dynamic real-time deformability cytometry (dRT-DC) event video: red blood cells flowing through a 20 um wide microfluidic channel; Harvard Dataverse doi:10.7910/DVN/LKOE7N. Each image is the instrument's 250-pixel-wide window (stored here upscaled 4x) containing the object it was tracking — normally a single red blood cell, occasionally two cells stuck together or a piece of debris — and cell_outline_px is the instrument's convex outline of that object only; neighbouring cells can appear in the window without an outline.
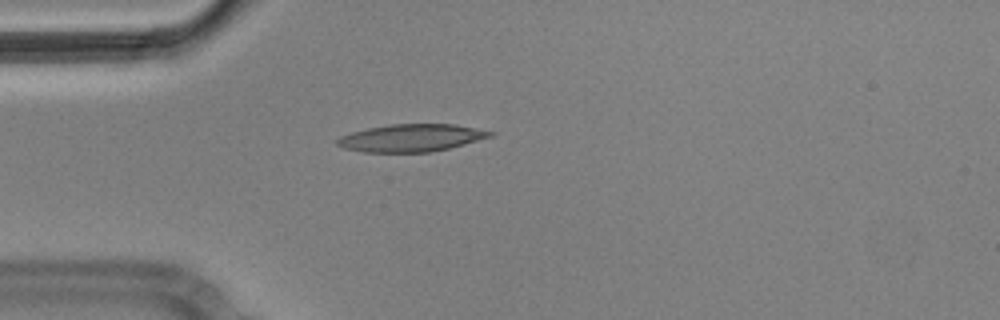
{"species": "Egyptian fruit bat (a non-hibernating species)", "species_latin": "Rousettus aegyptiacus", "temperature_condition": "cold", "stored_images_in_passage": 4, "camera_frame_rate_fps": 3000, "um_per_image_px": 0.085, "animal": {"sex": "male"}, "frame": {"image": 1, "passage_image": 4, "time_ms": 1.0, "image_size_px": [1000, 320], "cell_outline_px": [[496, 132], [492, 136], [448, 148], [428, 152], [364, 152], [344, 148], [336, 144], [336, 140], [340, 136], [352, 132], [368, 128], [392, 124], [452, 124]], "centroid_in_image_um": [34.92, 11.72], "position_along_channel_um": 50.1, "area_um2": 24.16}}